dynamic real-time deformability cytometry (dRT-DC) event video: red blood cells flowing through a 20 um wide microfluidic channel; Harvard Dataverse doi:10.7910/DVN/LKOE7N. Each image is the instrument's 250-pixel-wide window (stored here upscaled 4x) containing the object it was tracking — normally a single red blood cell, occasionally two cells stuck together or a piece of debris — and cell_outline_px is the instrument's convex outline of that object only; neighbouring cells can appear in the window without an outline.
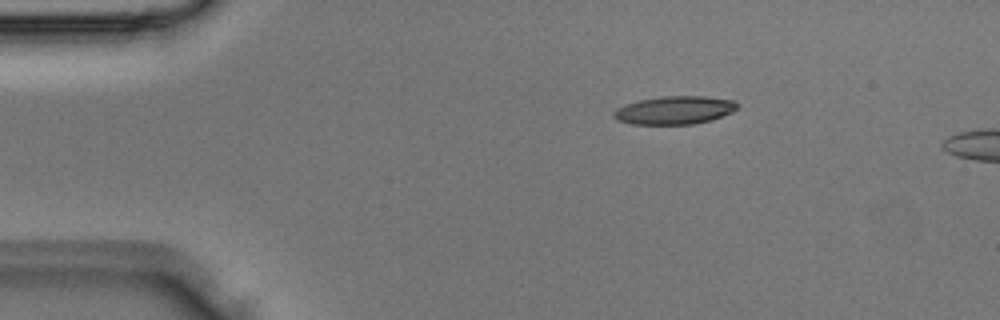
{"species": "Egyptian fruit bat (a non-hibernating species)", "species_latin": "Rousettus aegyptiacus", "temperature_condition": "room temperature", "stored_images_in_passage": 2, "camera_frame_rate_fps": 3000, "um_per_image_px": 0.085, "animal": {"sex": "male"}, "frame": {"image": 1, "passage_image": 1, "time_ms": 0.0, "image_size_px": [1000, 320], "cell_outline_px": [[736, 108], [732, 112], [712, 120], [696, 124], [632, 124], [616, 120], [612, 116], [612, 112], [616, 108], [624, 104], [640, 100], [664, 96], [704, 96], [736, 100]], "centroid_in_image_um": [57.31, 9.37], "position_along_channel_um": 27.7, "area_um2": 20.4}}